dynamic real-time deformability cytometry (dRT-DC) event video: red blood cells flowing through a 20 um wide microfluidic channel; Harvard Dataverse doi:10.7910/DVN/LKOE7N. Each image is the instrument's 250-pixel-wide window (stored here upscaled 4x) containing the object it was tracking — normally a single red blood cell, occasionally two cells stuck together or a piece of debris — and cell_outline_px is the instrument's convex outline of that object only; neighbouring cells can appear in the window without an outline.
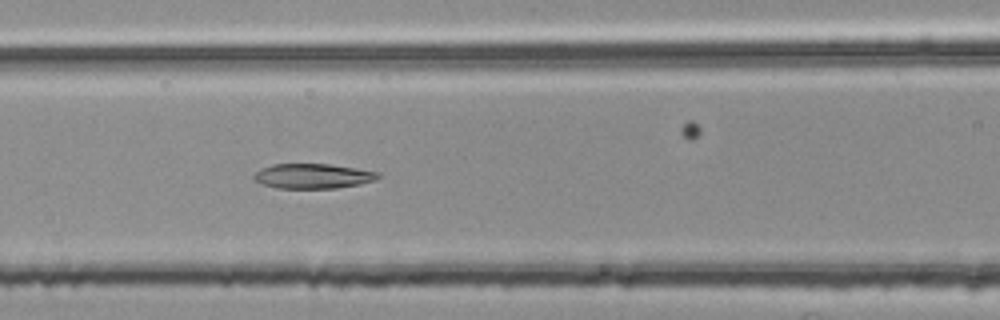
{"species": "common noctule bat (a hibernating species)", "species_latin": "Nyctalus noctula", "temperature_condition": "room temperature", "stored_images_in_passage": 24, "camera_frame_rate_fps": 3000, "um_per_image_px": 0.085, "animal": {"sex": "female", "body_mass_g": 25.1}, "frame": {"image": 1, "passage_image": 7, "time_ms": 2.0, "image_size_px": [1000, 320], "cell_outline_px": [[380, 176], [376, 180], [360, 184], [336, 188], [276, 188], [264, 184], [256, 180], [252, 176], [260, 168], [272, 164], [328, 164], [356, 168], [380, 172]], "centroid_in_image_um": [26.61, 14.96], "position_along_channel_um": 140.0, "area_um2": 17.98}}
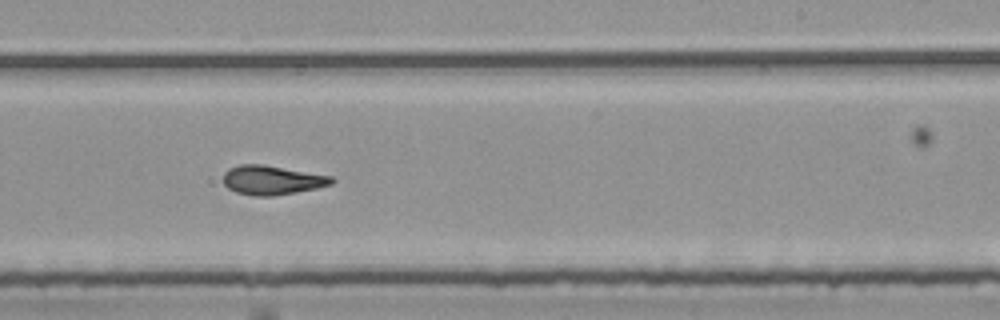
{"frame": {"image": 2, "passage_image": 17, "time_ms": 5.333, "image_size_px": [1000, 320], "cell_outline_px": [[336, 180], [332, 184], [316, 188], [296, 192], [272, 196], [252, 196], [236, 192], [228, 188], [224, 184], [224, 172], [228, 168], [240, 164], [264, 164], [332, 176]], "centroid_in_image_um": [23.12, 15.3], "position_along_channel_um": 265.9, "area_um2": 18.55}}
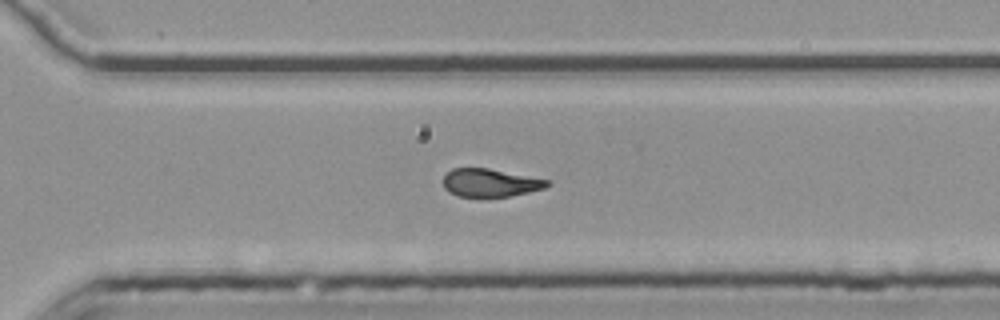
{"frame": {"image": 3, "passage_image": 22, "time_ms": 7.0, "image_size_px": [1000, 320], "cell_outline_px": [[552, 184], [544, 188], [528, 192], [508, 196], [456, 196], [448, 192], [444, 188], [444, 176], [452, 168], [488, 168], [548, 180]], "centroid_in_image_um": [41.64, 15.53], "position_along_channel_um": 329.0, "area_um2": 16.76}}